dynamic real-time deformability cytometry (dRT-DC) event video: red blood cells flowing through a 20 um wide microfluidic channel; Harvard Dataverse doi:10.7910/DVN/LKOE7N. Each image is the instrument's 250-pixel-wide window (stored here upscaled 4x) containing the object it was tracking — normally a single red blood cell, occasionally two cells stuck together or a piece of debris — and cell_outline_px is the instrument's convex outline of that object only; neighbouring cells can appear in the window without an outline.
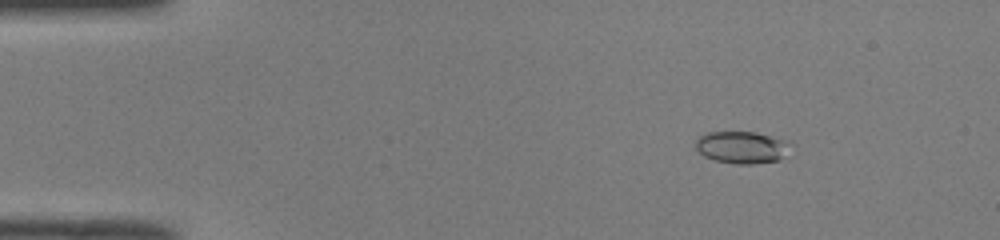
{"species": "common noctule bat (a hibernating species)", "species_latin": "Nyctalus noctula", "temperature_condition": "room temperature", "stored_images_in_passage": 51, "camera_frame_rate_fps": 3000, "um_per_image_px": 0.085, "animal": {"sex": "male", "body_mass_g": 19.0, "forearm_length_mm": 50.8}, "frame": {"image": 1, "passage_image": 7, "time_ms": 2.0, "image_size_px": [1000, 240], "cell_outline_px": [[792, 144], [780, 160], [752, 164], [736, 164], [716, 160], [704, 156], [696, 148], [696, 136], [708, 132], [756, 132], [788, 140]], "centroid_in_image_um": [63.06, 12.51], "position_along_channel_um": 21.9, "area_um2": 17.86}}
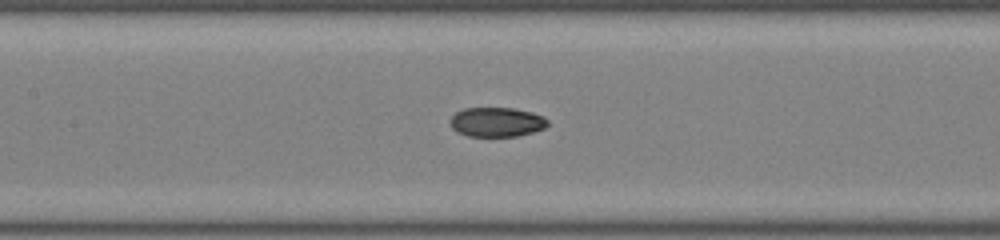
{"frame": {"image": 2, "passage_image": 24, "time_ms": 7.667, "image_size_px": [1000, 240], "cell_outline_px": [[548, 124], [544, 128], [532, 132], [516, 136], [468, 136], [456, 132], [452, 128], [452, 116], [456, 112], [464, 108], [512, 108], [532, 112], [544, 116], [548, 120]], "centroid_in_image_um": [42.23, 10.37], "position_along_channel_um": 165.2, "area_um2": 16.65}}
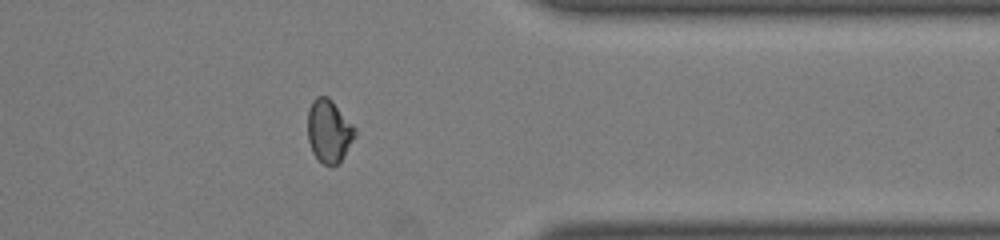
{"frame": {"image": 3, "passage_image": 41, "time_ms": 13.333, "image_size_px": [1000, 240], "cell_outline_px": [[356, 136], [344, 156], [336, 164], [324, 164], [312, 152], [308, 140], [308, 108], [312, 100], [316, 96], [328, 96], [332, 100], [356, 128]], "centroid_in_image_um": [27.96, 11.1], "position_along_channel_um": 383.4, "area_um2": 17.28}, "authors_computed_cell_mechanics": {"area_um2": 17.2822, "velocity_mm_per_s": 4.029, "shape_relaxation_time_tau1_ms": null, "shape_relaxation_time_tau2_ms": 2.4336, "deformation_change_tau1": null, "deformation_change_tau2": 0.0562}}